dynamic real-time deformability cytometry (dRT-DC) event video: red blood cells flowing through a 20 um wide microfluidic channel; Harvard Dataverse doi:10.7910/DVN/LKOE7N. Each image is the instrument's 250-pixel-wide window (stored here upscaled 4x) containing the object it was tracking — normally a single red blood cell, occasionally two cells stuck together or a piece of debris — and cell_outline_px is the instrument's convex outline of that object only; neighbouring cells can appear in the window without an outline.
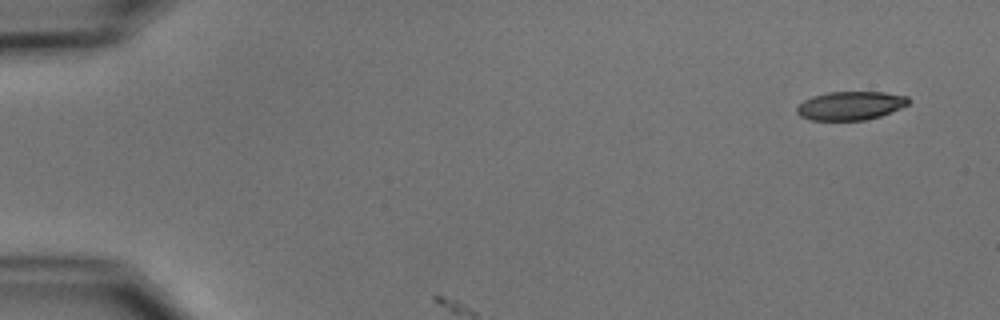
{"species": "common noctule bat (a hibernating species)", "species_latin": "Nyctalus noctula", "temperature_condition": "cold", "stored_images_in_passage": 4, "camera_frame_rate_fps": 3000, "um_per_image_px": 0.085, "animal": {"sex": "male", "body_mass_g": 15.6}, "frame": {"image": 1, "passage_image": 1, "time_ms": 0.0, "image_size_px": [1000, 320], "cell_outline_px": [[908, 104], [900, 108], [880, 116], [864, 120], [808, 120], [800, 116], [796, 112], [796, 108], [804, 100], [812, 96], [828, 92], [884, 92], [908, 96]], "centroid_in_image_um": [72.26, 8.98], "position_along_channel_um": 12.7, "area_um2": 18.55}}